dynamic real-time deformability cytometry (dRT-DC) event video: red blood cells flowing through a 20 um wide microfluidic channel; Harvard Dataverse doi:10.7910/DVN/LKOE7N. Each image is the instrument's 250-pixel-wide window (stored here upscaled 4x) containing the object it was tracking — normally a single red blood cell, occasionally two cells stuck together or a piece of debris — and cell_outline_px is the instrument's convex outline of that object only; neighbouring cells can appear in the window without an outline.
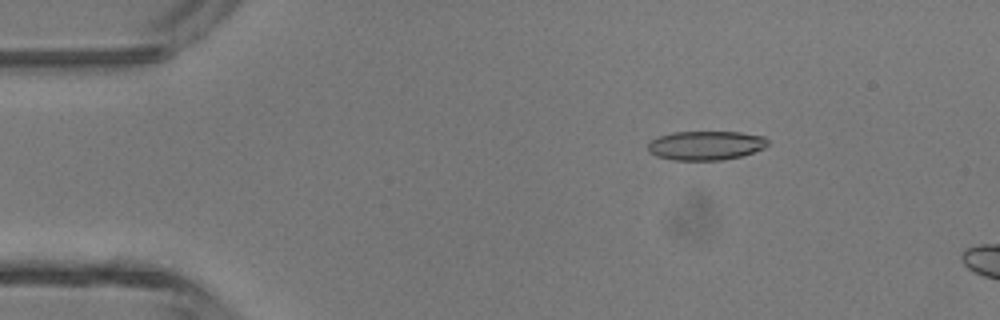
{"species": "common noctule bat (a hibernating species)", "species_latin": "Nyctalus noctula", "temperature_condition": "room temperature", "stored_images_in_passage": 3, "camera_frame_rate_fps": 3000, "um_per_image_px": 0.085, "animal": {"sex": "male", "body_mass_g": 13.3}, "frame": {"image": 1, "passage_image": 1, "time_ms": 0.0, "image_size_px": [1000, 320], "cell_outline_px": [[768, 144], [764, 148], [740, 156], [724, 160], [672, 160], [656, 156], [648, 152], [648, 144], [652, 140], [660, 136], [672, 132], [740, 132], [764, 136], [768, 140]], "centroid_in_image_um": [59.98, 12.36], "position_along_channel_um": 25.0, "area_um2": 20.35}}